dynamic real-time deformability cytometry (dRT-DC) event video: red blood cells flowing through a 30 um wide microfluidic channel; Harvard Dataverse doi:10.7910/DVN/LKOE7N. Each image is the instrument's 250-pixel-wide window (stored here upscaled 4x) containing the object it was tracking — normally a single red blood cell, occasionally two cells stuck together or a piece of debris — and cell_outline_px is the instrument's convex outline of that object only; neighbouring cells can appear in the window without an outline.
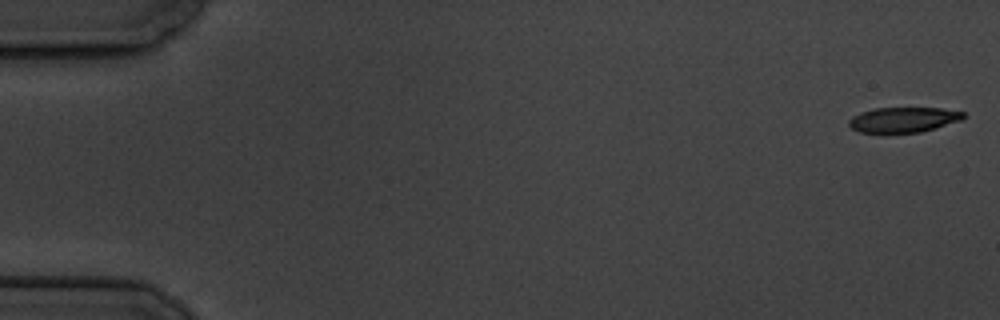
{"species": "common noctule bat (a hibernating species)", "species_latin": "Nyctalus noctula", "temperature_condition": "cold", "stored_images_in_passage": 5, "camera_frame_rate_fps": 3000, "um_per_image_px": 0.085, "animal": {"sex": "male", "body_mass_g": 19.5, "forearm_length_mm": 54.6}, "frame": {"image": 1, "passage_image": 1, "time_ms": 0.0, "image_size_px": [1000, 320], "cell_outline_px": [[968, 116], [960, 120], [936, 128], [920, 132], [860, 132], [852, 128], [848, 124], [848, 120], [852, 116], [860, 112], [876, 108], [940, 108], [964, 112]], "centroid_in_image_um": [76.8, 10.16], "position_along_channel_um": 8.2, "area_um2": 16.7}}
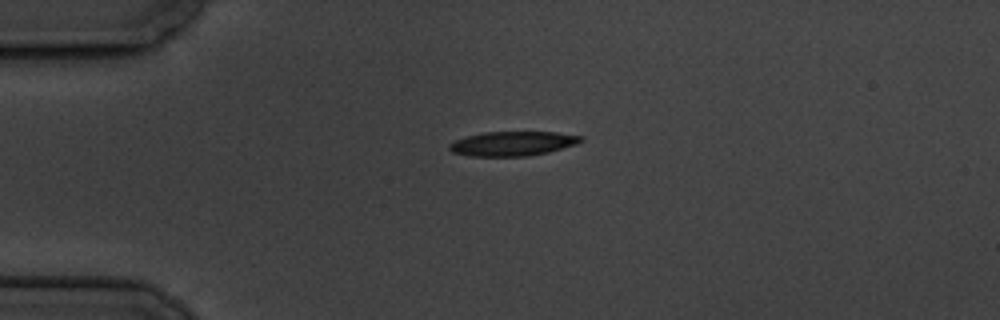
{"frame": {"image": 2, "passage_image": 4, "time_ms": 4.333, "image_size_px": [1000, 320], "cell_outline_px": [[584, 140], [576, 144], [548, 152], [528, 156], [468, 156], [452, 152], [448, 148], [448, 144], [456, 140], [468, 136], [484, 132], [556, 132], [584, 136]], "centroid_in_image_um": [43.58, 12.2], "position_along_channel_um": 41.4, "area_um2": 18.73}}